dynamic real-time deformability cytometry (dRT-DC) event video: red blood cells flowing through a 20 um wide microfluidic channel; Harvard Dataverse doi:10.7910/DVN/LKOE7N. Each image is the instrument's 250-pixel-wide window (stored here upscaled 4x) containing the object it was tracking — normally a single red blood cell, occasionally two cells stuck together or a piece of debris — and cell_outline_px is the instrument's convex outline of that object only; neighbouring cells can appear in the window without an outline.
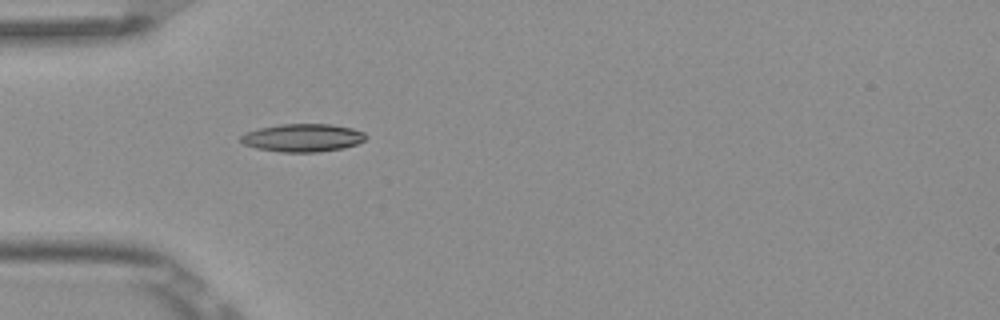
{"species": "Egyptian fruit bat (a non-hibernating species)", "species_latin": "Rousettus aegyptiacus", "temperature_condition": "room temperature", "stored_images_in_passage": 1, "camera_frame_rate_fps": 3000, "um_per_image_px": 0.085, "frame": {"image": 1, "passage_image": 1, "time_ms": 0.0, "image_size_px": [1000, 320], "cell_outline_px": [[368, 136], [364, 140], [356, 144], [344, 148], [320, 152], [280, 152], [256, 148], [244, 144], [240, 140], [240, 136], [244, 132], [260, 128], [280, 124], [332, 124], [352, 128], [364, 132]], "centroid_in_image_um": [25.73, 11.71], "position_along_channel_um": 59.3, "area_um2": 20.52}}